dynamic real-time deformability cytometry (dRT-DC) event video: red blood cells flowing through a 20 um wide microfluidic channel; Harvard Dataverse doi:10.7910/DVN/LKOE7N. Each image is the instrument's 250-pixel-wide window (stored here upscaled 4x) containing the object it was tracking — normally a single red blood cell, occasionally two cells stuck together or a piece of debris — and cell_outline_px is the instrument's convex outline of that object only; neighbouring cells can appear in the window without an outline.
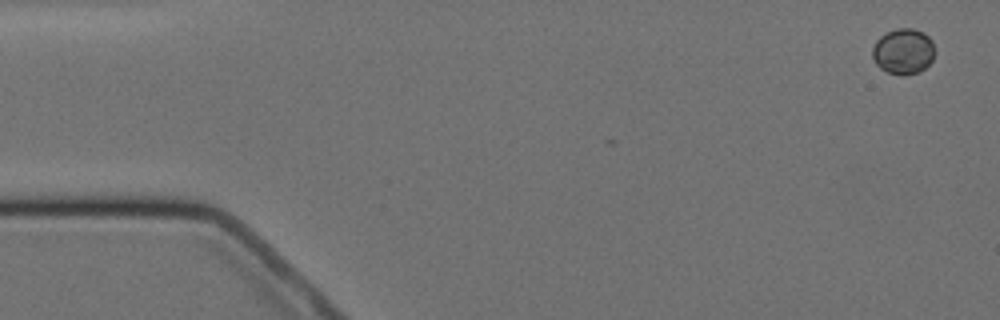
{"species": "Egyptian fruit bat (a non-hibernating species)", "species_latin": "Rousettus aegyptiacus", "temperature_condition": "cold", "stored_images_in_passage": 3, "camera_frame_rate_fps": 3000, "um_per_image_px": 0.085, "animal": {"sex": "female"}, "frame": {"image": 1, "passage_image": 1, "time_ms": 0.0, "image_size_px": [1000, 320], "cell_outline_px": [[936, 52], [932, 60], [920, 72], [904, 76], [900, 76], [888, 72], [880, 68], [876, 64], [872, 56], [872, 48], [876, 40], [880, 36], [896, 28], [912, 28], [924, 32], [932, 40]], "centroid_in_image_um": [76.79, 4.37], "position_along_channel_um": 8.2, "area_um2": 16.88}}